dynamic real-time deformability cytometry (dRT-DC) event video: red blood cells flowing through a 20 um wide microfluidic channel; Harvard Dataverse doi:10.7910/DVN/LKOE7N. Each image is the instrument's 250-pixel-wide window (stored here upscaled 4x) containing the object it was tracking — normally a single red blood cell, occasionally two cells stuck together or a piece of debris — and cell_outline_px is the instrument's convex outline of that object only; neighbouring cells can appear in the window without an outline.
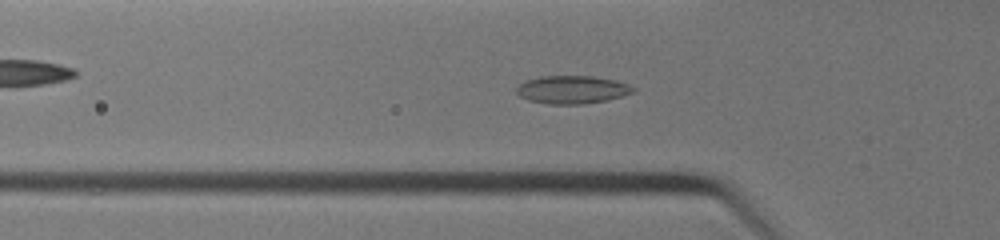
{"species": "common noctule bat (a hibernating species)", "species_latin": "Nyctalus noctula", "temperature_condition": "warm", "stored_images_in_passage": 40, "camera_frame_rate_fps": 3000, "um_per_image_px": 0.085, "animal": {"sex": "female", "body_mass_g": 19.0, "forearm_length_mm": 51.5}, "frame": {"image": 1, "passage_image": 13, "time_ms": 4.0, "image_size_px": [1000, 240], "cell_outline_px": [[636, 92], [608, 100], [584, 104], [548, 104], [528, 100], [520, 96], [516, 92], [516, 88], [524, 80], [540, 76], [592, 76], [616, 80], [628, 84], [636, 88]], "centroid_in_image_um": [48.65, 7.62], "position_along_channel_um": 77.2, "area_um2": 19.25}}
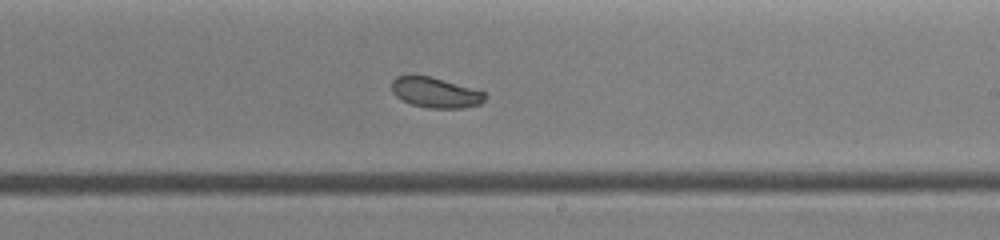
{"frame": {"image": 2, "passage_image": 24, "time_ms": 7.667, "image_size_px": [1000, 240], "cell_outline_px": [[488, 96], [480, 104], [464, 108], [428, 108], [412, 104], [396, 96], [392, 92], [392, 80], [396, 76], [408, 72], [412, 72], [432, 76], [484, 92]], "centroid_in_image_um": [36.96, 7.82], "position_along_channel_um": 252.0, "area_um2": 16.94}}
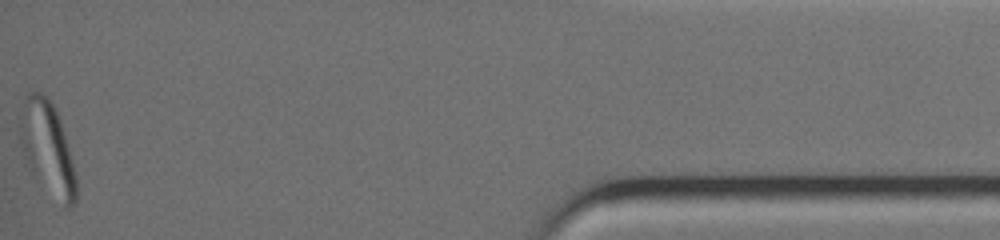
{"frame": {"image": 3, "passage_image": 40, "time_ms": 13.0, "image_size_px": [1000, 240], "cell_outline_px": [[76, 204], [72, 208], [64, 208], [32, 172], [20, 136], [20, 116], [24, 96], [28, 92], [40, 92], [48, 96], [56, 108], [60, 120], [76, 176]], "centroid_in_image_um": [4.06, 12.56], "position_along_channel_um": 431.1, "area_um2": 29.77}, "authors_computed_cell_mechanics": {"area_um2": 18.4671, "velocity_mm_per_s": 4.7834, "shape_relaxation_time_tau1_ms": 3.8475, "shape_relaxation_time_tau2_ms": null, "deformation_change_tau1": 0.1119, "deformation_change_tau2": null}}